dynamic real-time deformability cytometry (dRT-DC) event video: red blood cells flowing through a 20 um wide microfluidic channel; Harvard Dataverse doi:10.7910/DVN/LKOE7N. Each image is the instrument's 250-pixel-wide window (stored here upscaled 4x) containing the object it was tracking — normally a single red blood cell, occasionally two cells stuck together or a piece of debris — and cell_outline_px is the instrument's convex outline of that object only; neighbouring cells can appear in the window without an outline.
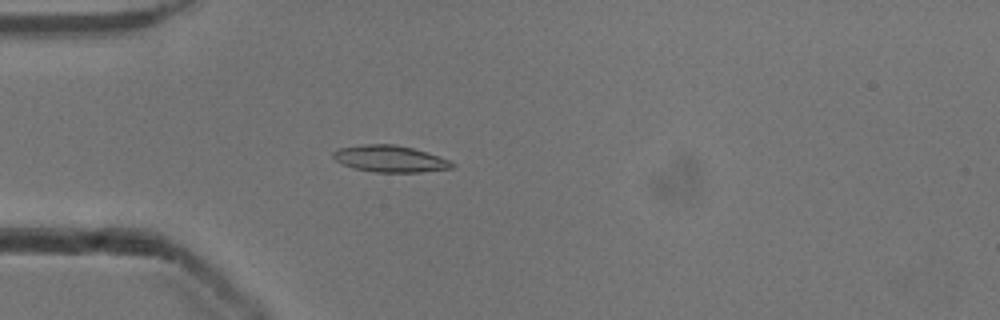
{"species": "common noctule bat (a hibernating species)", "species_latin": "Nyctalus noctula", "temperature_condition": "cold", "stored_images_in_passage": 53, "camera_frame_rate_fps": 3000, "um_per_image_px": 0.085, "animal": {"sex": "male", "body_mass_g": 13.3}, "frame": {"image": 1, "passage_image": 15, "time_ms": 4.667, "image_size_px": [1000, 320], "cell_outline_px": [[456, 168], [420, 172], [376, 172], [352, 168], [336, 160], [332, 156], [332, 152], [336, 148], [364, 144], [396, 144], [428, 152], [448, 160], [456, 164]], "centroid_in_image_um": [33.16, 13.49], "position_along_channel_um": 51.8, "area_um2": 18.61}}
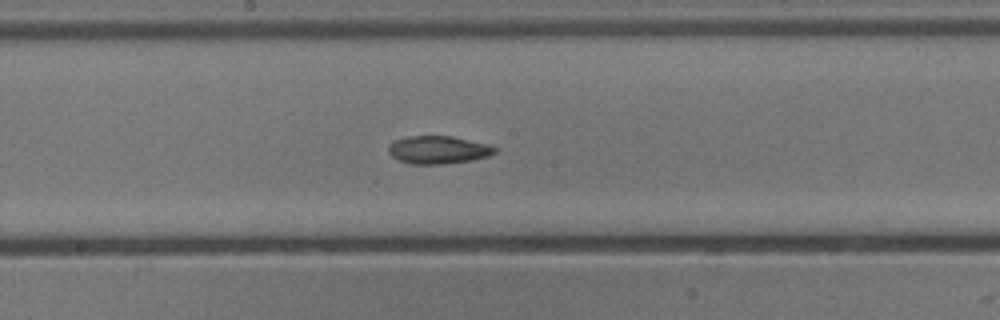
{"frame": {"image": 2, "passage_image": 28, "time_ms": 9.0, "image_size_px": [1000, 320], "cell_outline_px": [[496, 152], [488, 156], [472, 160], [440, 164], [412, 164], [400, 160], [392, 156], [388, 152], [388, 144], [404, 136], [452, 136], [488, 144], [496, 148]], "centroid_in_image_um": [37.23, 12.73], "position_along_channel_um": 211.0, "area_um2": 17.22}}
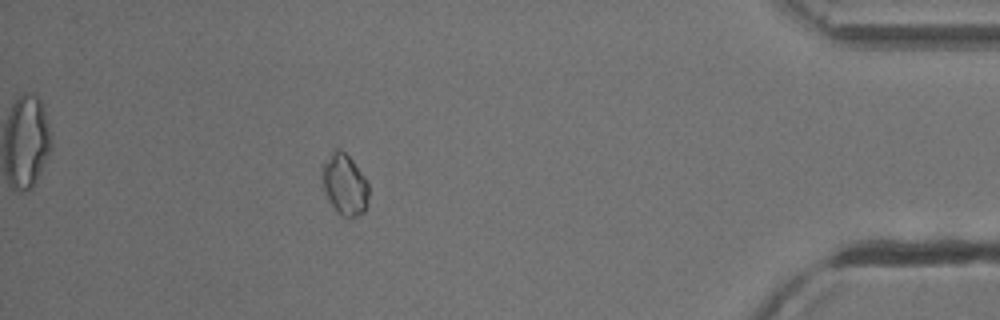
{"frame": {"image": 3, "passage_image": 47, "time_ms": 15.333, "image_size_px": [1000, 320], "cell_outline_px": [[368, 204], [364, 212], [356, 216], [344, 216], [328, 200], [324, 188], [320, 172], [320, 168], [332, 148], [340, 148], [352, 160], [364, 176], [368, 184]], "centroid_in_image_um": [29.27, 15.62], "position_along_channel_um": 405.9, "area_um2": 16.59}, "authors_computed_cell_mechanics": {"area_um2": 17.1088, "velocity_mm_per_s": 3.8767, "shape_relaxation_time_tau1_ms": 9.4217, "shape_relaxation_time_tau2_ms": 4.3011, "deformation_change_tau1": 0.1778, "deformation_change_tau2": 0.0704}}